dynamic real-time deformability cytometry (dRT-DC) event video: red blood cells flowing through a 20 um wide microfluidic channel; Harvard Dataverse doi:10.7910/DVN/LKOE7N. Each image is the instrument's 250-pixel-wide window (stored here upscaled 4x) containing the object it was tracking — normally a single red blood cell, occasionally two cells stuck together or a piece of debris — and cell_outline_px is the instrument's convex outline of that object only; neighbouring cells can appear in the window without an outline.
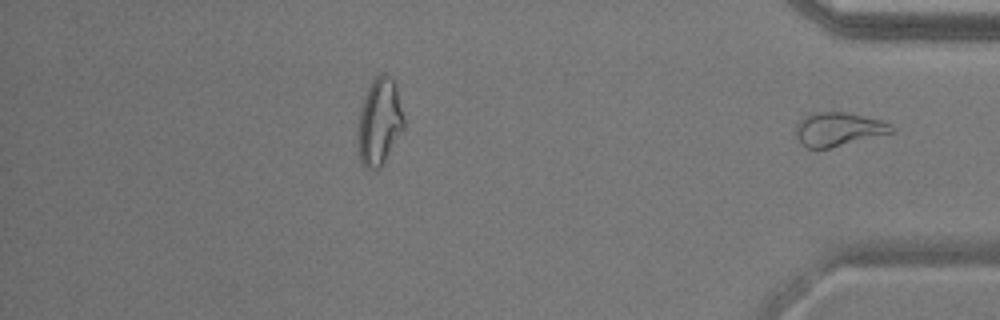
{"species": "common noctule bat (a hibernating species)", "species_latin": "Nyctalus noctula", "temperature_condition": "warm", "stored_images_in_passage": 46, "segment_of_instrument_passage": [2, 2], "camera_frame_rate_fps": 3000, "um_per_image_px": 0.085, "animal": {"sex": "male", "body_mass_g": 17.9}, "frame": {"image": 1, "passage_image": 46, "time_ms": 15.0, "image_size_px": [1000, 320], "cell_outline_px": [[896, 128], [892, 132], [828, 148], [808, 148], [796, 136], [796, 124], [804, 116], [812, 112], [844, 112], [864, 116], [880, 120], [892, 124]], "centroid_in_image_um": [71.25, 10.96], "position_along_channel_um": 363.9, "area_um2": 18.44}}